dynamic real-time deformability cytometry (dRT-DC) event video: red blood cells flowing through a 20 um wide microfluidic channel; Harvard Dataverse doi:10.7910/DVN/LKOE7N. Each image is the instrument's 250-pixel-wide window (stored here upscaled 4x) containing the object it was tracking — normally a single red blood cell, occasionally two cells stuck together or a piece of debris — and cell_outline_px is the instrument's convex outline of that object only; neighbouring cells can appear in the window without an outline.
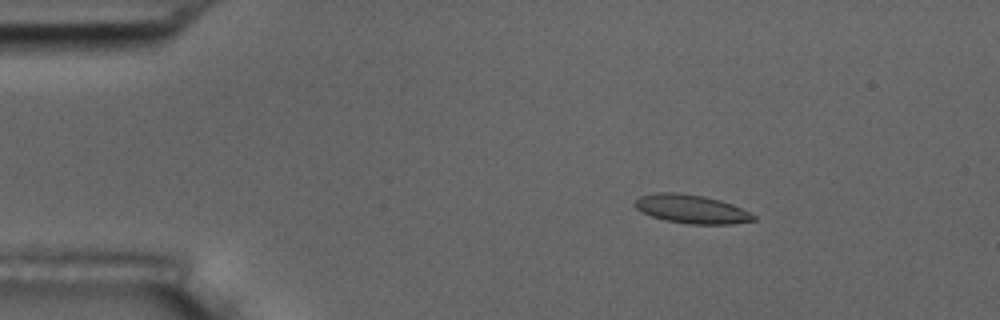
{"species": "common noctule bat (a hibernating species)", "species_latin": "Nyctalus noctula", "temperature_condition": "room temperature", "stored_images_in_passage": 5, "camera_frame_rate_fps": 3000, "um_per_image_px": 0.085, "animal": {"sex": "male", "body_mass_g": 17.5, "forearm_length_mm": 52.3}, "frame": {"image": 1, "passage_image": 3, "time_ms": 2.333, "image_size_px": [1000, 320], "cell_outline_px": [[756, 220], [732, 224], [688, 224], [664, 220], [640, 212], [632, 204], [640, 196], [656, 192], [676, 192], [704, 196], [720, 200], [732, 204], [756, 216]], "centroid_in_image_um": [58.74, 17.77], "position_along_channel_um": 26.3, "area_um2": 19.88}}